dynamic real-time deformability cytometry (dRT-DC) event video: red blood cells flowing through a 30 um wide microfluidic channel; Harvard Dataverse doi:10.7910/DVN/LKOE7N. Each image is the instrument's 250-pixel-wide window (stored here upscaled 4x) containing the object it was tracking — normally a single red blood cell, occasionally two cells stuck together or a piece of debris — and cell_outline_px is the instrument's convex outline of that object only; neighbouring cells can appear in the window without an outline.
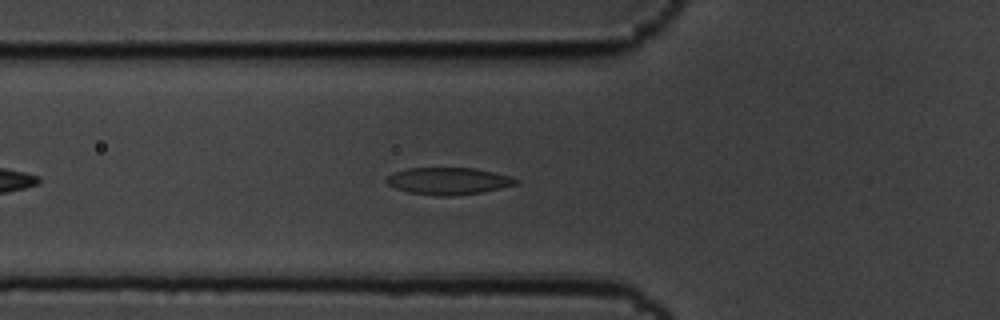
{"species": "common noctule bat (a hibernating species)", "species_latin": "Nyctalus noctula", "temperature_condition": "cold", "stored_images_in_passage": 28, "camera_frame_rate_fps": 3000, "um_per_image_px": 0.085, "animal": {"sex": "male", "body_mass_g": 19.5, "forearm_length_mm": 54.6}, "frame": {"image": 1, "passage_image": 9, "time_ms": 2.667, "image_size_px": [1000, 320], "cell_outline_px": [[520, 180], [516, 184], [484, 192], [448, 196], [436, 196], [408, 192], [396, 188], [388, 184], [384, 180], [392, 172], [408, 168], [476, 168], [512, 176]], "centroid_in_image_um": [38.12, 15.38], "position_along_channel_um": 87.7, "area_um2": 20.52}}
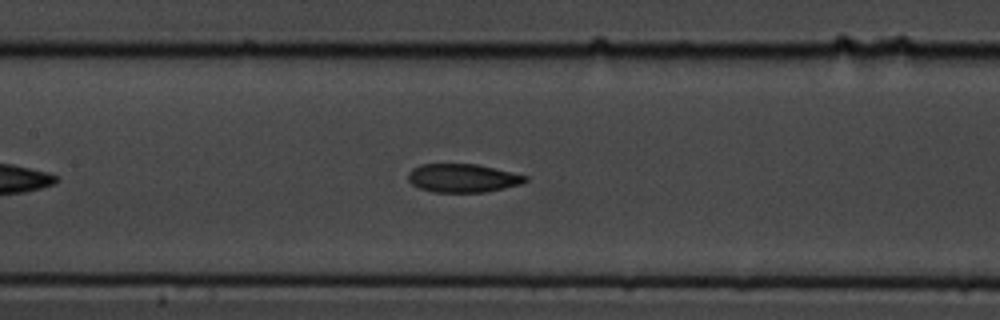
{"frame": {"image": 2, "passage_image": 16, "time_ms": 5.0, "image_size_px": [1000, 320], "cell_outline_px": [[528, 180], [520, 184], [488, 192], [432, 192], [420, 188], [412, 184], [408, 180], [408, 172], [412, 168], [420, 164], [476, 164], [528, 176]], "centroid_in_image_um": [39.31, 15.14], "position_along_channel_um": 168.1, "area_um2": 19.42}}
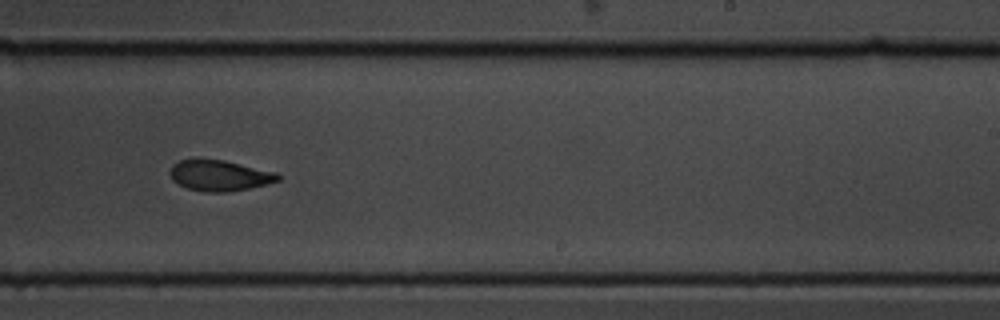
{"frame": {"image": 3, "passage_image": 25, "time_ms": 8.0, "image_size_px": [1000, 320], "cell_outline_px": [[280, 180], [268, 184], [228, 192], [204, 192], [188, 188], [172, 180], [172, 164], [180, 160], [192, 156], [196, 156], [224, 160], [276, 172], [280, 176]], "centroid_in_image_um": [18.64, 14.88], "position_along_channel_um": 270.4, "area_um2": 19.71}}